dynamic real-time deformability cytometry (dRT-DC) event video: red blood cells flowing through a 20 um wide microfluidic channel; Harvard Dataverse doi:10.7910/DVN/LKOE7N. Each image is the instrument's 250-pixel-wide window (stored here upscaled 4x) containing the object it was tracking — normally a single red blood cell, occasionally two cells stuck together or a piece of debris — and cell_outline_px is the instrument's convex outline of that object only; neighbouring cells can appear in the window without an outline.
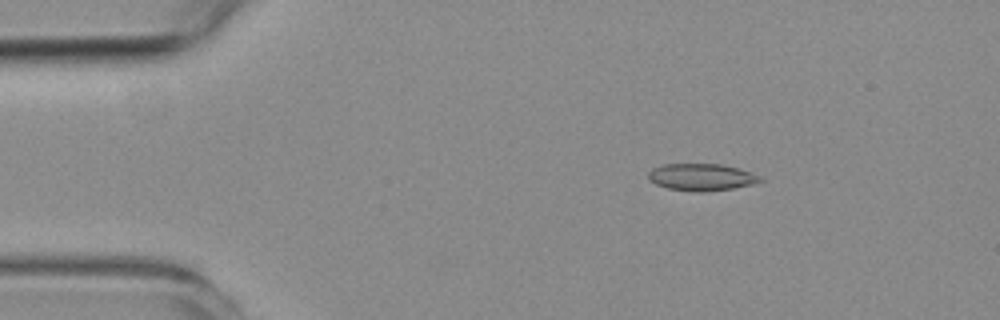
{"species": "common noctule bat (a hibernating species)", "species_latin": "Nyctalus noctula", "temperature_condition": "room temperature", "stored_images_in_passage": 47, "camera_frame_rate_fps": 3000, "um_per_image_px": 0.085, "animal": {"sex": "female", "body_mass_g": 19.3, "forearm_length_mm": 54.1}, "frame": {"image": 1, "passage_image": 1, "time_ms": 0.0, "image_size_px": [1000, 320], "cell_outline_px": [[764, 180], [752, 184], [732, 188], [704, 192], [696, 192], [668, 188], [656, 184], [648, 180], [648, 172], [652, 168], [664, 164], [720, 164], [752, 172], [760, 176]], "centroid_in_image_um": [59.6, 15.05], "position_along_channel_um": 25.4, "area_um2": 17.57}}
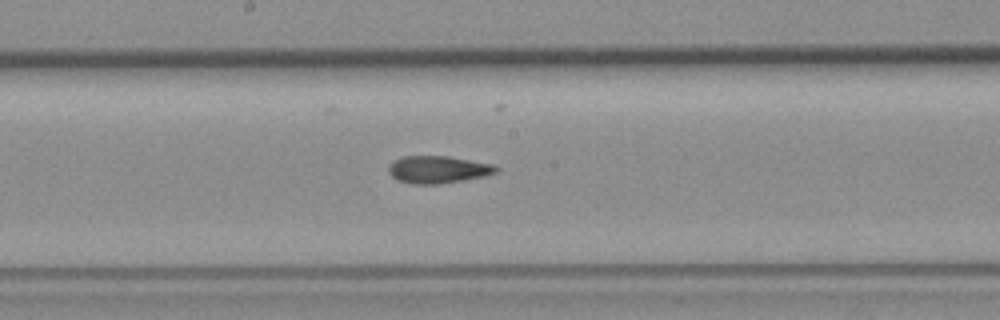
{"frame": {"image": 2, "passage_image": 21, "time_ms": 6.667, "image_size_px": [1000, 320], "cell_outline_px": [[500, 168], [496, 172], [484, 176], [464, 180], [440, 184], [412, 184], [396, 180], [388, 172], [388, 164], [404, 156], [448, 156], [492, 164]], "centroid_in_image_um": [37.2, 14.42], "position_along_channel_um": 211.0, "area_um2": 17.17}}
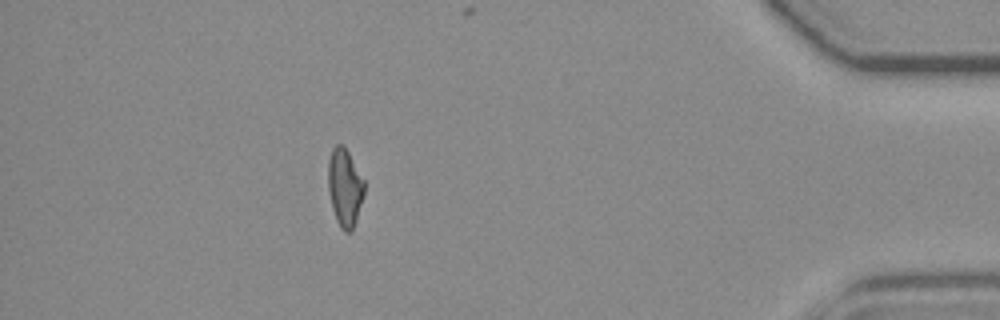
{"frame": {"image": 3, "passage_image": 41, "time_ms": 13.333, "image_size_px": [1000, 320], "cell_outline_px": [[364, 196], [352, 232], [344, 232], [340, 228], [336, 220], [332, 208], [328, 192], [328, 160], [332, 148], [336, 144], [344, 144], [364, 180]], "centroid_in_image_um": [29.3, 15.94], "position_along_channel_um": 405.9, "area_um2": 16.65}, "authors_computed_cell_mechanics": {"area_um2": 16.8776, "velocity_mm_per_s": 3.7451, "shape_relaxation_time_tau1_ms": null, "shape_relaxation_time_tau2_ms": 4.8936, "deformation_change_tau1": null, "deformation_change_tau2": 0.1312}}